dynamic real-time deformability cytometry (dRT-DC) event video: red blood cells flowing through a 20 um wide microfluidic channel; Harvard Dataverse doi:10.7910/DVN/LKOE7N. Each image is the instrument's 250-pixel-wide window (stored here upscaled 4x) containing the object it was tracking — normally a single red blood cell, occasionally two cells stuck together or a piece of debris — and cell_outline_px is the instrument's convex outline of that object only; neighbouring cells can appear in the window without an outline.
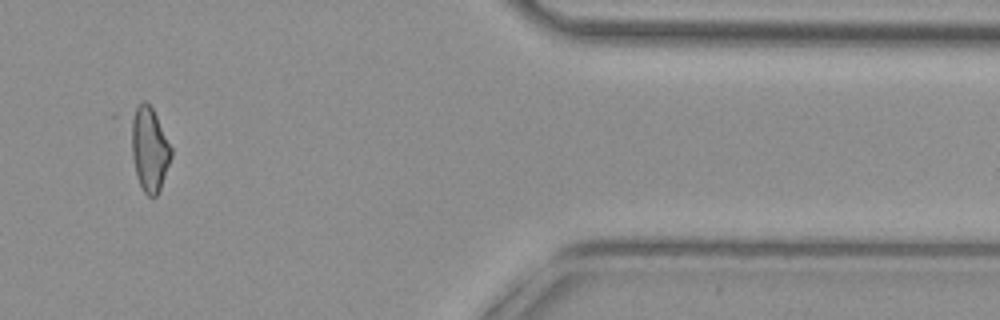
{"species": "common noctule bat (a hibernating species)", "species_latin": "Nyctalus noctula", "temperature_condition": "cold", "stored_images_in_passage": 31, "camera_frame_rate_fps": 3000, "um_per_image_px": 0.085, "animal": {"sex": "female", "body_mass_g": 29.2, "forearm_length_mm": 56.3}, "frame": {"image": 1, "passage_image": 29, "time_ms": 9.333, "image_size_px": [1000, 320], "cell_outline_px": [[172, 156], [160, 188], [156, 196], [148, 196], [144, 192], [136, 176], [124, 116], [140, 100], [144, 100], [152, 108], [172, 148]], "centroid_in_image_um": [12.57, 12.51], "position_along_channel_um": 398.8, "area_um2": 20.81}}